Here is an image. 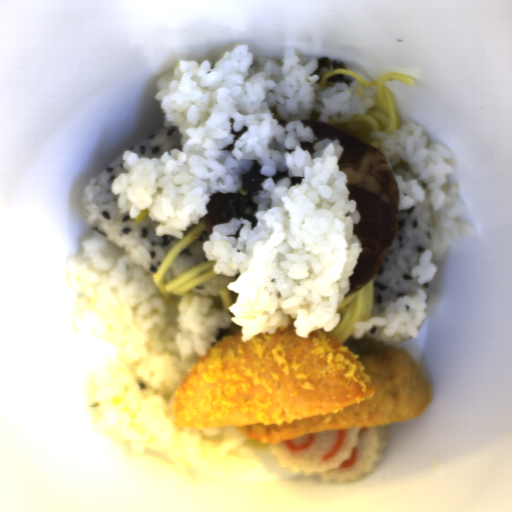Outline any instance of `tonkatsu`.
Here are the masks:
<instances>
[{"mask_svg":"<svg viewBox=\"0 0 512 512\" xmlns=\"http://www.w3.org/2000/svg\"><path fill=\"white\" fill-rule=\"evenodd\" d=\"M431 401L432 387L404 347L356 355L320 330L300 338L290 324L212 344L175 390L172 415L180 428L233 426L273 443L415 419Z\"/></svg>","mask_w":512,"mask_h":512,"instance_id":"tonkatsu-1","label":"tonkatsu"}]
</instances>
